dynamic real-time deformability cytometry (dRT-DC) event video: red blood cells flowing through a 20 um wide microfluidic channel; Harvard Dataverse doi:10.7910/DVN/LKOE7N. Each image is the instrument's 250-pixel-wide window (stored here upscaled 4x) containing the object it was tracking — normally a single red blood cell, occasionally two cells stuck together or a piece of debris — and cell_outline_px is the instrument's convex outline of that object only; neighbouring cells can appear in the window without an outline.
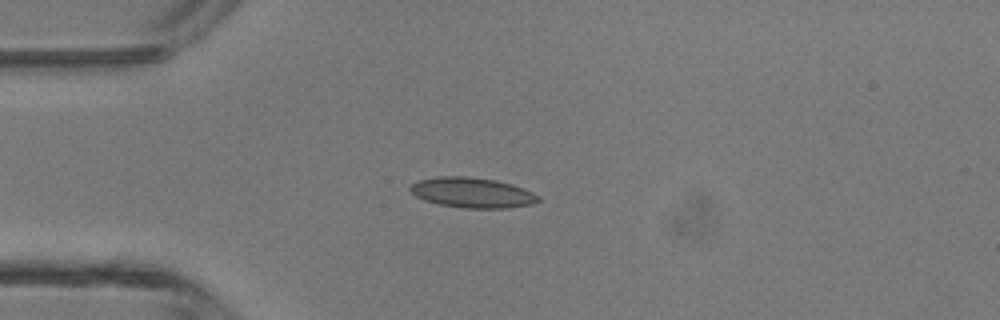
{"species": "common noctule bat (a hibernating species)", "species_latin": "Nyctalus noctula", "temperature_condition": "room temperature", "stored_images_in_passage": 4, "camera_frame_rate_fps": 3000, "um_per_image_px": 0.085, "animal": {"sex": "male", "body_mass_g": 13.3}, "frame": {"image": 1, "passage_image": 3, "time_ms": 0.667, "image_size_px": [1000, 320], "cell_outline_px": [[540, 200], [532, 204], [504, 208], [464, 208], [440, 204], [424, 200], [416, 196], [408, 188], [412, 184], [420, 180], [440, 176], [468, 176], [496, 180], [512, 184], [532, 192], [540, 196]], "centroid_in_image_um": [40.15, 16.37], "position_along_channel_um": 44.9, "area_um2": 22.43}}